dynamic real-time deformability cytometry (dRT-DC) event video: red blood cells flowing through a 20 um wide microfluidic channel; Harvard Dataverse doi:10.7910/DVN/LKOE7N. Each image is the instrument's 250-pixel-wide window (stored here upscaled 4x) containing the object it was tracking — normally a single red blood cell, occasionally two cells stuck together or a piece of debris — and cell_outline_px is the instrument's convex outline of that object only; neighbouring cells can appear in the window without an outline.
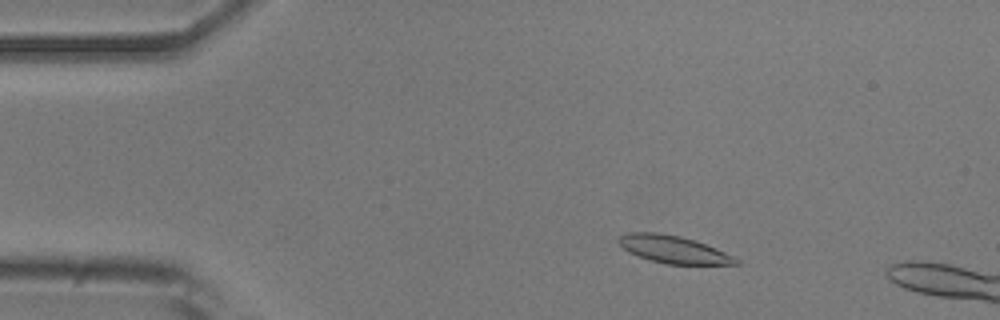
{"species": "common noctule bat (a hibernating species)", "species_latin": "Nyctalus noctula", "temperature_condition": "room temperature", "stored_images_in_passage": 52, "camera_frame_rate_fps": 3000, "um_per_image_px": 0.085, "animal": {"sex": "male", "body_mass_g": 20.5, "forearm_length_mm": 52.5}, "frame": {"image": 1, "passage_image": 7, "time_ms": 2.0, "image_size_px": [1000, 320], "cell_outline_px": [[740, 264], [668, 264], [652, 260], [628, 252], [616, 240], [620, 236], [628, 232], [656, 232], [680, 236], [716, 248], [736, 256], [740, 260]], "centroid_in_image_um": [57.27, 21.2], "position_along_channel_um": 27.7, "area_um2": 18.61}}
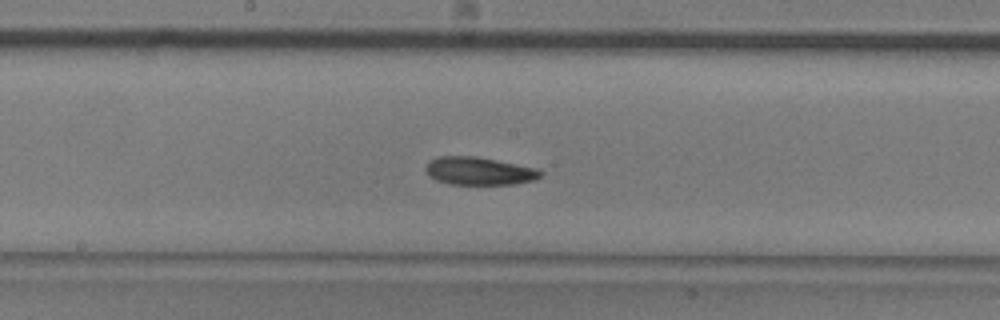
{"frame": {"image": 2, "passage_image": 26, "time_ms": 8.333, "image_size_px": [1000, 320], "cell_outline_px": [[544, 172], [536, 180], [512, 184], [452, 184], [436, 180], [428, 176], [424, 168], [428, 160], [436, 156], [476, 156], [536, 168]], "centroid_in_image_um": [40.68, 14.53], "position_along_channel_um": 207.5, "area_um2": 18.79}}
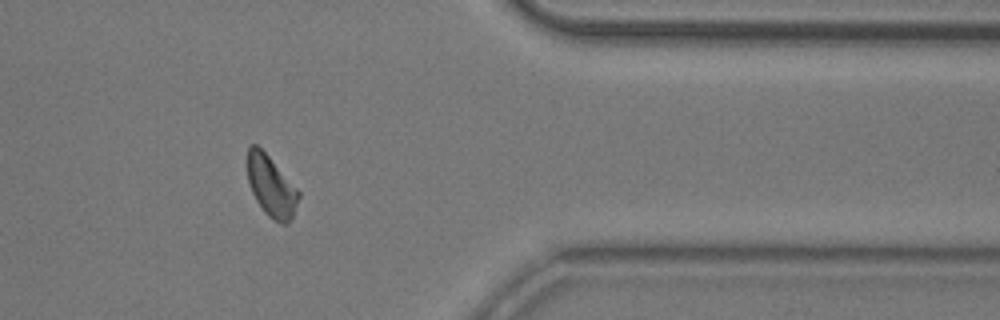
{"frame": {"image": 3, "passage_image": 42, "time_ms": 13.667, "image_size_px": [1000, 320], "cell_outline_px": [[300, 196], [292, 216], [284, 224], [280, 224], [272, 220], [264, 212], [256, 200], [252, 192], [248, 180], [248, 144], [256, 144], [268, 156], [300, 192]], "centroid_in_image_um": [23.04, 15.85], "position_along_channel_um": 388.4, "area_um2": 17.8}, "authors_computed_cell_mechanics": {"area_um2": 18.6116, "velocity_mm_per_s": 3.7472, "shape_relaxation_time_tau1_ms": 4.7193, "shape_relaxation_time_tau2_ms": null, "deformation_change_tau1": 0.1251, "deformation_change_tau2": null}}